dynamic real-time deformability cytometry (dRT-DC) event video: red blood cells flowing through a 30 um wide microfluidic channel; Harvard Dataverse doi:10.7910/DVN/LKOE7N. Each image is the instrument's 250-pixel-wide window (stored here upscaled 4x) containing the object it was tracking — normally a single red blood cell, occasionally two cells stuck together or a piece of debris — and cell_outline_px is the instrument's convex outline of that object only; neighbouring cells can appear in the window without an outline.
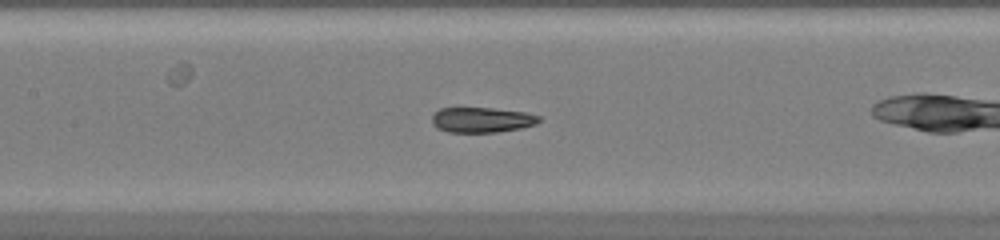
{"species": "common noctule bat (a hibernating species)", "species_latin": "Nyctalus noctula", "temperature_condition": "warm", "stored_images_in_passage": 50, "camera_frame_rate_fps": 3000, "um_per_image_px": 0.085, "animal": {"sex": "female", "body_mass_g": 20.0, "forearm_length_mm": 54.0}, "frame": {"image": 1, "passage_image": 22, "time_ms": 7.0, "image_size_px": [1000, 240], "cell_outline_px": [[540, 120], [536, 124], [520, 128], [496, 132], [448, 132], [436, 128], [432, 124], [432, 116], [440, 108], [492, 108], [528, 112], [540, 116]], "centroid_in_image_um": [40.96, 10.18], "position_along_channel_um": 166.4, "area_um2": 15.78}, "authors_computed_cell_mechanics": {"area_um2": 17.1088, "velocity_mm_per_s": 3.9845, "shape_relaxation_time_tau1_ms": 5.6307, "shape_relaxation_time_tau2_ms": 1.0415, "deformation_change_tau1": 0.216, "deformation_change_tau2": 0.0637}}